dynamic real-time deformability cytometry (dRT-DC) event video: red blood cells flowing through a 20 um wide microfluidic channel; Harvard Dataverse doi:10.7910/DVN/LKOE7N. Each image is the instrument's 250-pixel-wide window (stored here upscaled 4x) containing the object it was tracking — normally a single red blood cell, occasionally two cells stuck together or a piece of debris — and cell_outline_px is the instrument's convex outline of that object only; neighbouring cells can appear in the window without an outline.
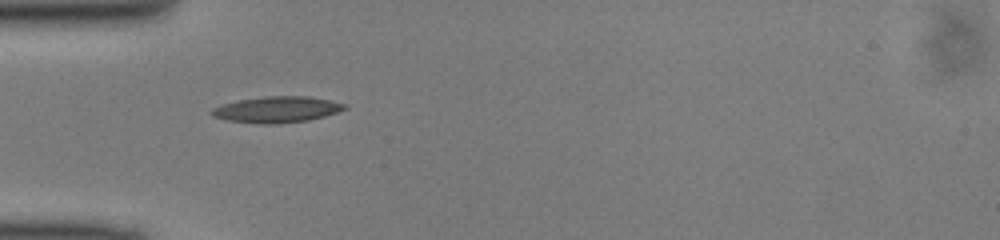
{"species": "common noctule bat (a hibernating species)", "species_latin": "Nyctalus noctula", "temperature_condition": "cold", "stored_images_in_passage": 35, "camera_frame_rate_fps": 3000, "um_per_image_px": 0.085, "animal": {"sex": "male", "body_mass_g": 13.0, "forearm_length_mm": 53.1}, "frame": {"image": 1, "passage_image": 1, "time_ms": 0.0, "image_size_px": [1000, 240], "cell_outline_px": [[348, 108], [324, 116], [308, 120], [280, 124], [260, 124], [228, 120], [212, 116], [208, 112], [212, 108], [220, 104], [240, 100], [264, 96], [308, 96], [348, 104]], "centroid_in_image_um": [23.51, 9.31], "position_along_channel_um": 61.5, "area_um2": 20.35}}
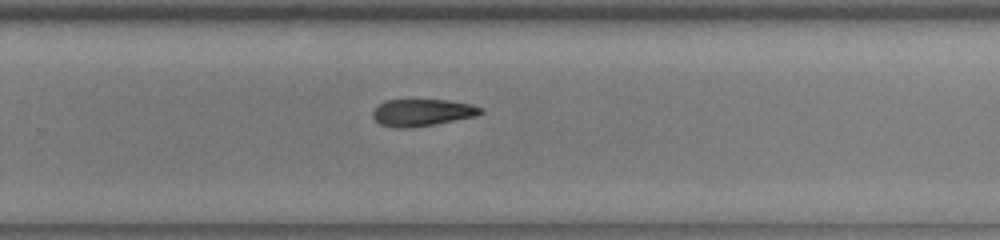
{"frame": {"image": 2, "passage_image": 18, "time_ms": 5.667, "image_size_px": [1000, 240], "cell_outline_px": [[484, 112], [476, 116], [412, 128], [396, 128], [380, 124], [372, 116], [372, 112], [384, 100], [448, 100], [472, 104], [484, 108]], "centroid_in_image_um": [35.91, 9.56], "position_along_channel_um": 293.9, "area_um2": 16.99}}
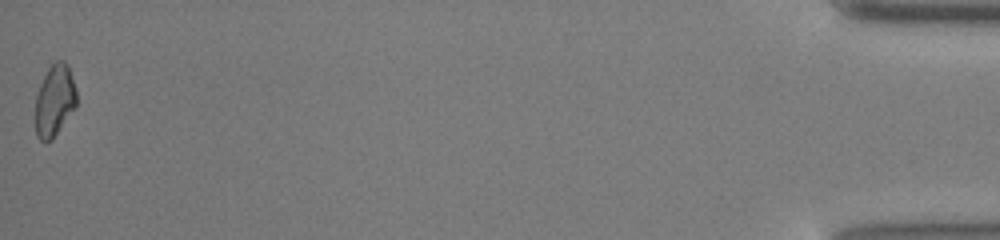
{"frame": {"image": 3, "passage_image": 35, "time_ms": 11.333, "image_size_px": [1000, 240], "cell_outline_px": [[76, 108], [52, 140], [40, 140], [36, 136], [36, 96], [40, 84], [48, 68], [56, 60], [64, 60], [68, 64], [76, 88]], "centroid_in_image_um": [4.66, 8.53], "position_along_channel_um": 430.5, "area_um2": 17.28}}